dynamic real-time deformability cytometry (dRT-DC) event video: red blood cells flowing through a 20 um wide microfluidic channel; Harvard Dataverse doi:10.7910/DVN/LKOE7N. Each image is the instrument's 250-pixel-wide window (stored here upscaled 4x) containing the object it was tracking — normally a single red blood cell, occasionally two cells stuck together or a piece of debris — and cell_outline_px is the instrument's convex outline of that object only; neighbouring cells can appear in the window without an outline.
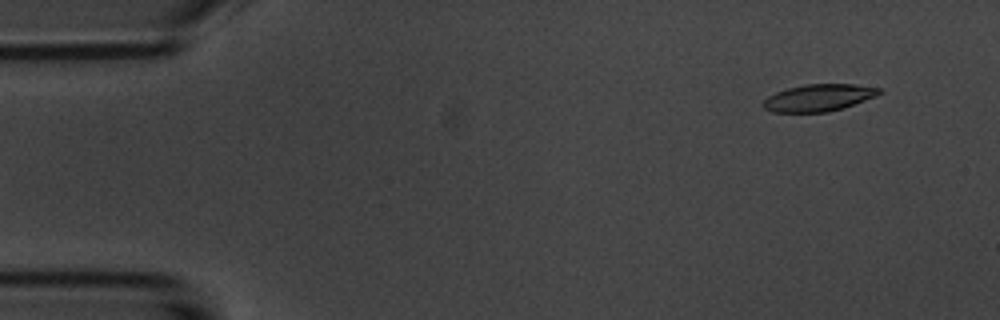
{"species": "common noctule bat (a hibernating species)", "species_latin": "Nyctalus noctula", "temperature_condition": "room temperature", "stored_images_in_passage": 30, "camera_frame_rate_fps": 3000, "um_per_image_px": 0.085, "animal": {"sex": "male", "body_mass_g": 20.1, "forearm_length_mm": 53.5}, "frame": {"image": 1, "passage_image": 5, "time_ms": 1.333, "image_size_px": [1000, 320], "cell_outline_px": [[884, 92], [876, 96], [828, 112], [772, 112], [764, 108], [760, 104], [768, 96], [776, 92], [788, 88], [804, 84], [856, 84], [884, 88]], "centroid_in_image_um": [69.59, 8.29], "position_along_channel_um": 15.4, "area_um2": 18.32}}
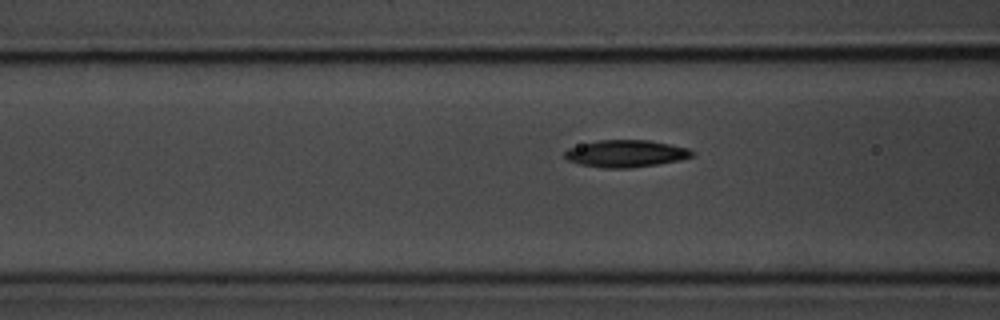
{"frame": {"image": 2, "passage_image": 21, "time_ms": 6.667, "image_size_px": [1000, 320], "cell_outline_px": [[696, 156], [680, 160], [656, 164], [628, 168], [604, 168], [580, 164], [568, 160], [564, 156], [564, 152], [568, 148], [596, 140], [648, 140], [688, 148], [696, 152]], "centroid_in_image_um": [53.22, 13.05], "position_along_channel_um": 113.4, "area_um2": 20.11}}
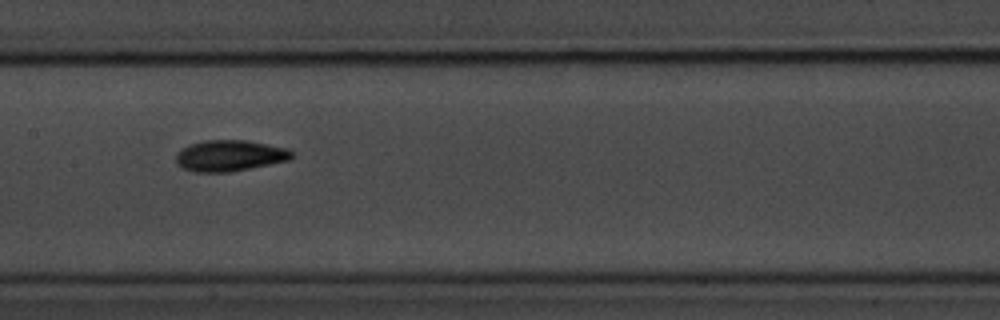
{"frame": {"image": 3, "passage_image": 27, "time_ms": 8.667, "image_size_px": [1000, 320], "cell_outline_px": [[296, 156], [288, 160], [228, 172], [196, 172], [180, 168], [176, 164], [176, 152], [180, 148], [188, 144], [204, 140], [244, 140], [288, 148]], "centroid_in_image_um": [19.46, 13.22], "position_along_channel_um": 187.9, "area_um2": 21.1}}